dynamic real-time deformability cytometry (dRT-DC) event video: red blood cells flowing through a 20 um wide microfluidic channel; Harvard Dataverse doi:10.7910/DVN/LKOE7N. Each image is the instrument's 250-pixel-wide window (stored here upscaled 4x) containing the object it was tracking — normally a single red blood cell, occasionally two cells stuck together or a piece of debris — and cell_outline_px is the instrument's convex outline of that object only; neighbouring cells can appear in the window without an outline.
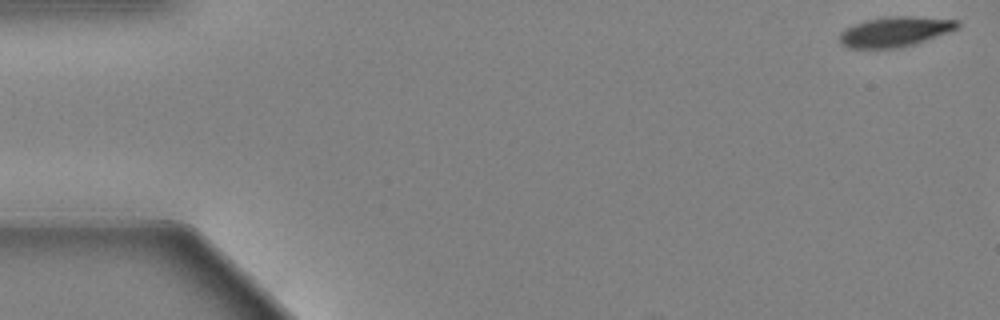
{"species": "Egyptian fruit bat (a non-hibernating species)", "species_latin": "Rousettus aegyptiacus", "temperature_condition": "warm", "stored_images_in_passage": 8, "camera_frame_rate_fps": 3000, "um_per_image_px": 0.085, "animal": {"sex": "female"}, "frame": {"image": 1, "passage_image": 1, "time_ms": 0.0, "image_size_px": [1000, 320], "cell_outline_px": [[960, 24], [956, 28], [948, 32], [912, 44], [896, 48], [848, 48], [840, 44], [840, 32], [864, 20], [888, 16], [912, 16], [960, 20]], "centroid_in_image_um": [76.05, 2.68], "position_along_channel_um": 8.9, "area_um2": 20.35}}